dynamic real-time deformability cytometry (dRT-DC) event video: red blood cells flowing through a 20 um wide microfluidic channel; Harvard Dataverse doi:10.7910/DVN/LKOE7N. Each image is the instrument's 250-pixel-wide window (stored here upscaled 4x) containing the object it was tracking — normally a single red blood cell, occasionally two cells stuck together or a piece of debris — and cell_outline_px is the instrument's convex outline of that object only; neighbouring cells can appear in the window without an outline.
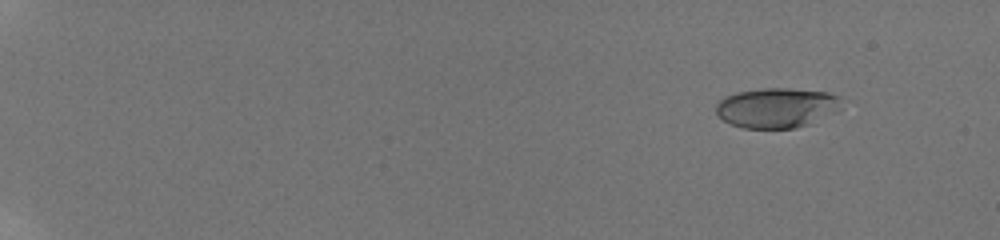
{"species": "human", "species_latin": "Homo sapiens", "temperature_condition": "room temperature", "stored_images_in_passage": 51, "camera_frame_rate_fps": 3000, "um_per_image_px": 0.085, "donor": {"sex": "male"}, "frame": {"image": 1, "passage_image": 6, "time_ms": 2.0, "image_size_px": [1000, 240], "cell_outline_px": [[840, 108], [836, 112], [808, 124], [796, 128], [744, 128], [732, 124], [724, 120], [716, 112], [716, 104], [724, 96], [736, 92], [760, 88], [788, 88], [828, 92], [840, 96]], "centroid_in_image_um": [66.02, 9.14], "position_along_channel_um": 19.0, "area_um2": 29.25}}
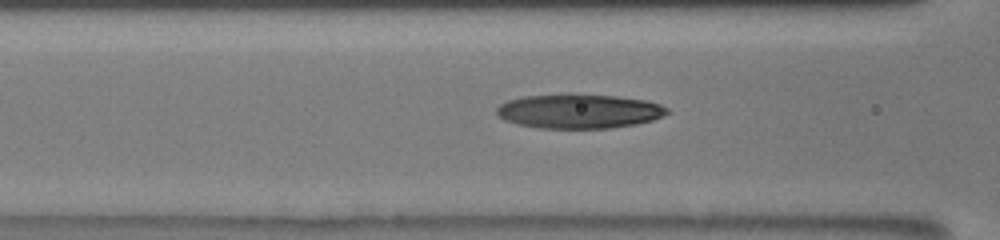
{"frame": {"image": 2, "passage_image": 23, "time_ms": 9.333, "image_size_px": [1000, 240], "cell_outline_px": [[672, 112], [664, 116], [652, 120], [636, 124], [612, 128], [540, 128], [520, 124], [504, 120], [496, 112], [496, 108], [500, 104], [508, 100], [524, 96], [568, 92], [616, 96], [648, 100], [660, 104], [668, 108]], "centroid_in_image_um": [49.26, 9.42], "position_along_channel_um": 117.3, "area_um2": 34.8}}
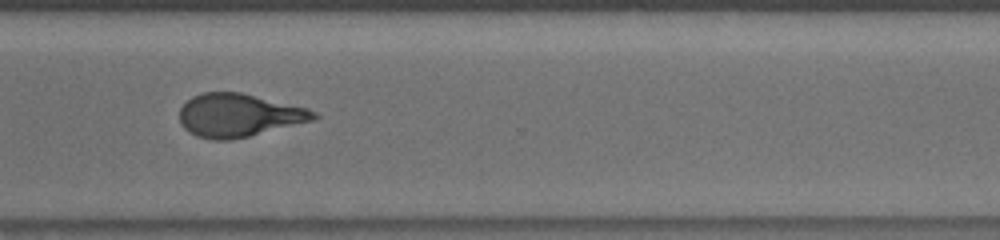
{"frame": {"image": 3, "passage_image": 40, "time_ms": 15.333, "image_size_px": [1000, 240], "cell_outline_px": [[320, 116], [312, 120], [232, 140], [212, 140], [196, 136], [184, 128], [180, 124], [180, 108], [192, 96], [200, 92], [240, 92], [308, 108], [316, 112]], "centroid_in_image_um": [20.26, 9.79], "position_along_channel_um": 350.3, "area_um2": 33.58}, "authors_computed_cell_mechanics": {"area_um2": 33.3506, "velocity_mm_per_s": 3.8857, "shape_relaxation_time_tau1_ms": 3.7007, "shape_relaxation_time_tau2_ms": 2.933, "deformation_change_tau1": 0.191, "deformation_change_tau2": 0.0907}}